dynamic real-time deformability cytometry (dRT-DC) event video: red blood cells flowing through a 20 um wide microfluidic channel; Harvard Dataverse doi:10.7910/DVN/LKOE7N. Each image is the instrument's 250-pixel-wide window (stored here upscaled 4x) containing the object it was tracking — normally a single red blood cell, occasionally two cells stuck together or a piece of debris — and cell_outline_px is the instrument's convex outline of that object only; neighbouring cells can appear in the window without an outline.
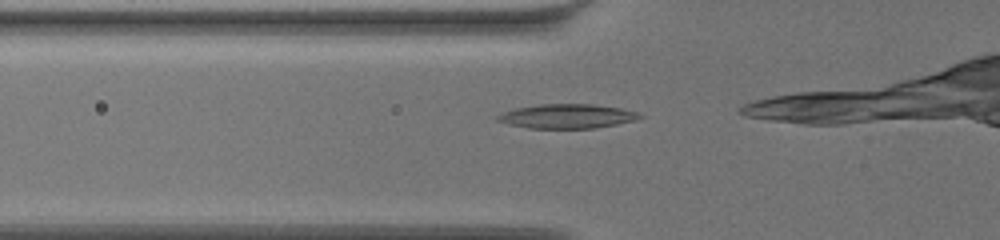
{"species": "common noctule bat (a hibernating species)", "species_latin": "Nyctalus noctula", "temperature_condition": "warm", "stored_images_in_passage": 7, "camera_frame_rate_fps": 3000, "um_per_image_px": 0.085, "animal": {"sex": "female", "body_mass_g": 19.5, "forearm_length_mm": 54.1}, "frame": {"image": 1, "passage_image": 2, "time_ms": 0.333, "image_size_px": [1000, 240], "cell_outline_px": [[644, 116], [636, 120], [596, 128], [528, 128], [508, 124], [496, 120], [496, 116], [504, 112], [516, 108], [540, 104], [592, 104], [620, 108], [636, 112]], "centroid_in_image_um": [48.2, 9.88], "position_along_channel_um": 77.6, "area_um2": 20.0}}
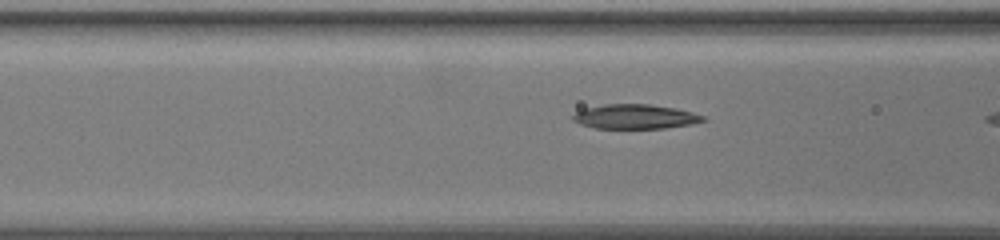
{"frame": {"image": 2, "passage_image": 5, "time_ms": 1.333, "image_size_px": [1000, 240], "cell_outline_px": [[708, 120], [692, 124], [664, 128], [592, 128], [580, 124], [572, 120], [572, 116], [576, 112], [584, 108], [604, 104], [652, 104], [676, 108], [692, 112], [704, 116]], "centroid_in_image_um": [53.99, 9.91], "position_along_channel_um": 112.6, "area_um2": 18.73}}